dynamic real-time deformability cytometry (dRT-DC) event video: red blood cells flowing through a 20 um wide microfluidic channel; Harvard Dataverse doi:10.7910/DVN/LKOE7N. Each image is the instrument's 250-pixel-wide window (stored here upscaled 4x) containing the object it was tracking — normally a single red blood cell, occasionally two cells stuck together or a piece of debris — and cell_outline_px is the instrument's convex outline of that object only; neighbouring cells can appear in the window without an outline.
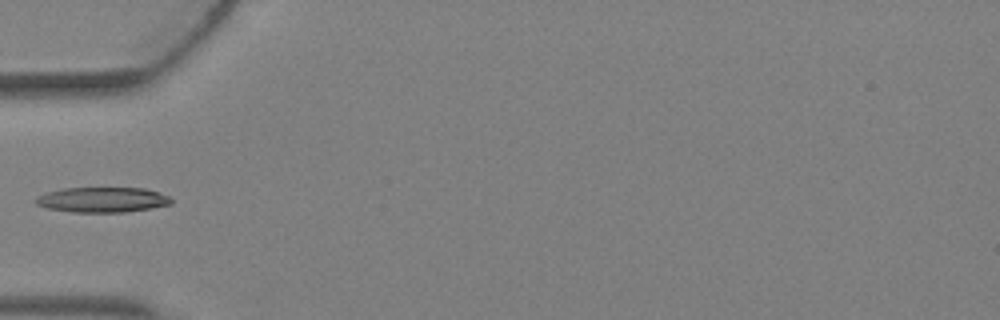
{"species": "Egyptian fruit bat (a non-hibernating species)", "species_latin": "Rousettus aegyptiacus", "temperature_condition": "warm", "stored_images_in_passage": 1, "camera_frame_rate_fps": 3000, "um_per_image_px": 0.085, "animal": {"sex": "female"}, "frame": {"image": 1, "passage_image": 1, "time_ms": 0.0, "image_size_px": [1000, 320], "cell_outline_px": [[172, 204], [152, 208], [124, 212], [72, 212], [48, 208], [36, 204], [32, 200], [36, 196], [48, 192], [64, 188], [144, 188], [160, 192], [168, 196], [172, 200]], "centroid_in_image_um": [8.7, 16.98], "position_along_channel_um": 76.3, "area_um2": 19.94}}